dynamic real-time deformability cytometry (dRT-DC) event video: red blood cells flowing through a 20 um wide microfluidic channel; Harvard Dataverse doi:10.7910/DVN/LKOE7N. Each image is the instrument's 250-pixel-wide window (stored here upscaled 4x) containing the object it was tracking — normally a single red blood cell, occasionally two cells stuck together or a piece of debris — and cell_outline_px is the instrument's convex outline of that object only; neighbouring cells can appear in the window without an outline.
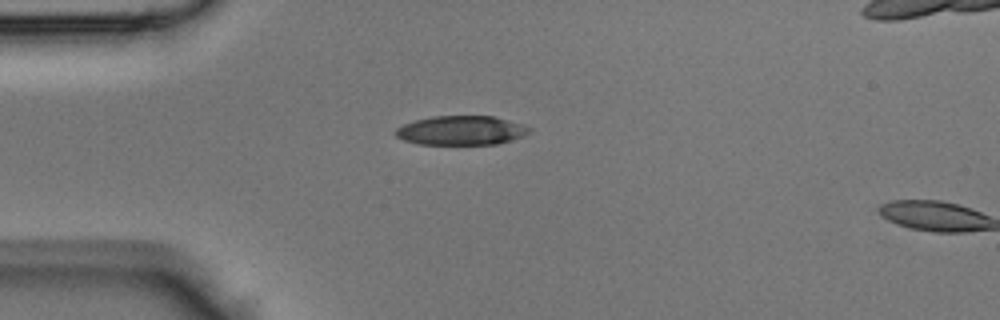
{"species": "Egyptian fruit bat (a non-hibernating species)", "species_latin": "Rousettus aegyptiacus", "temperature_condition": "room temperature", "stored_images_in_passage": 2, "camera_frame_rate_fps": 3000, "um_per_image_px": 0.085, "animal": {"sex": "male"}, "frame": {"image": 1, "passage_image": 1, "time_ms": 0.0, "image_size_px": [1000, 320], "cell_outline_px": [[532, 132], [524, 136], [512, 140], [496, 144], [420, 144], [404, 140], [396, 136], [392, 132], [396, 128], [404, 124], [416, 120], [432, 116], [492, 116], [524, 124], [532, 128]], "centroid_in_image_um": [39.23, 11.08], "position_along_channel_um": 45.8, "area_um2": 22.89}}